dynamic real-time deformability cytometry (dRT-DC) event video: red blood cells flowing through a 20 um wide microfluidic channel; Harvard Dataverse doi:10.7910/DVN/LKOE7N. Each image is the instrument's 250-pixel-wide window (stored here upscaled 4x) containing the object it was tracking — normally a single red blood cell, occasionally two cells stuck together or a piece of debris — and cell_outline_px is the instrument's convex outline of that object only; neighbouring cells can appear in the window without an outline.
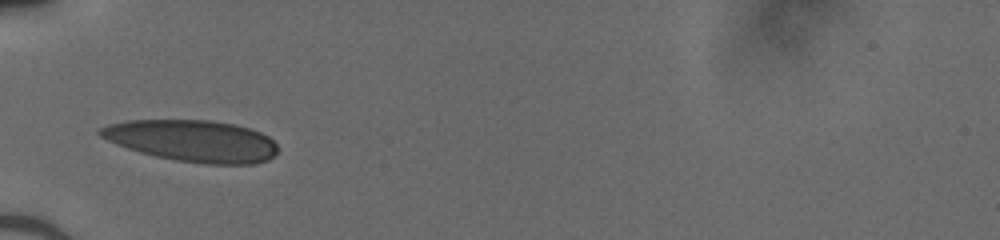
{"species": "human", "species_latin": "Homo sapiens", "temperature_condition": "cold", "stored_images_in_passage": 29, "camera_frame_rate_fps": 3000, "um_per_image_px": 0.085, "donor": {"sex": "male"}, "frame": {"image": 1, "passage_image": 1, "time_ms": 0.0, "image_size_px": [1000, 240], "cell_outline_px": [[276, 156], [268, 160], [252, 164], [204, 164], [176, 160], [156, 156], [140, 152], [116, 144], [100, 136], [96, 132], [100, 128], [108, 124], [128, 120], [212, 120], [236, 124], [260, 132], [268, 136], [276, 144]], "centroid_in_image_um": [16.36, 11.97], "position_along_channel_um": 68.6, "area_um2": 43.18}}
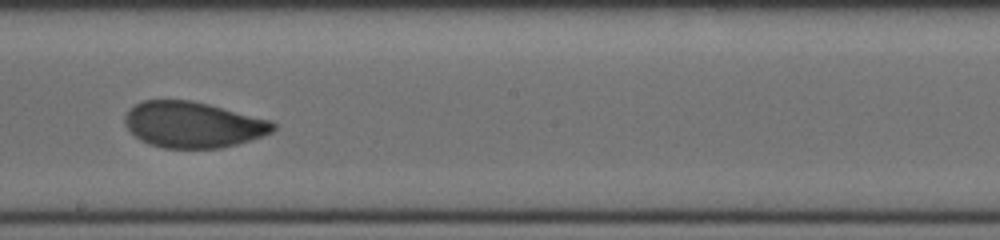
{"frame": {"image": 2, "passage_image": 13, "time_ms": 4.0, "image_size_px": [1000, 240], "cell_outline_px": [[276, 128], [272, 132], [236, 144], [220, 148], [164, 148], [148, 144], [140, 140], [128, 128], [124, 120], [124, 116], [136, 104], [144, 100], [188, 100], [208, 104], [272, 120], [276, 124]], "centroid_in_image_um": [16.41, 10.6], "position_along_channel_um": 231.8, "area_um2": 39.42}}
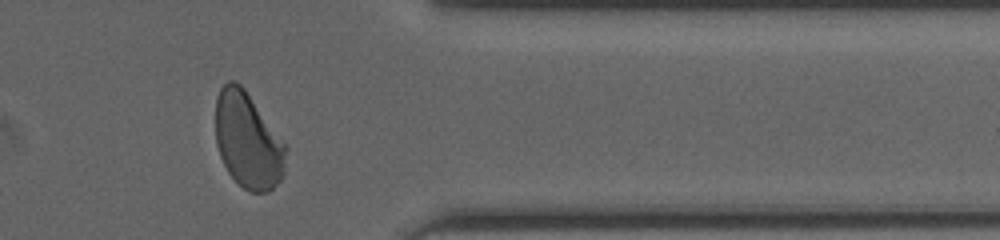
{"frame": {"image": 3, "passage_image": 25, "time_ms": 8.0, "image_size_px": [1000, 240], "cell_outline_px": [[288, 148], [284, 172], [280, 180], [268, 192], [248, 192], [228, 172], [220, 156], [216, 144], [216, 96], [220, 88], [228, 80], [236, 80], [244, 88]], "centroid_in_image_um": [21.06, 11.94], "position_along_channel_um": 390.3, "area_um2": 39.19}}